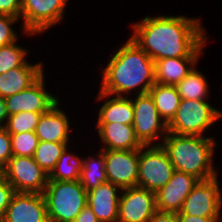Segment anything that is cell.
Segmentation results:
<instances>
[{
	"label": "cell",
	"mask_w": 222,
	"mask_h": 222,
	"mask_svg": "<svg viewBox=\"0 0 222 222\" xmlns=\"http://www.w3.org/2000/svg\"><path fill=\"white\" fill-rule=\"evenodd\" d=\"M201 18L182 15L145 16L131 25L130 39L153 61L164 58L201 57L208 33Z\"/></svg>",
	"instance_id": "cell-1"
},
{
	"label": "cell",
	"mask_w": 222,
	"mask_h": 222,
	"mask_svg": "<svg viewBox=\"0 0 222 222\" xmlns=\"http://www.w3.org/2000/svg\"><path fill=\"white\" fill-rule=\"evenodd\" d=\"M110 55L101 70L99 91L125 97L149 92L155 84V63L143 49L128 37Z\"/></svg>",
	"instance_id": "cell-2"
},
{
	"label": "cell",
	"mask_w": 222,
	"mask_h": 222,
	"mask_svg": "<svg viewBox=\"0 0 222 222\" xmlns=\"http://www.w3.org/2000/svg\"><path fill=\"white\" fill-rule=\"evenodd\" d=\"M217 144L213 135L188 136L168 132L161 146L175 170L194 175L199 180H208L219 175L214 165Z\"/></svg>",
	"instance_id": "cell-3"
},
{
	"label": "cell",
	"mask_w": 222,
	"mask_h": 222,
	"mask_svg": "<svg viewBox=\"0 0 222 222\" xmlns=\"http://www.w3.org/2000/svg\"><path fill=\"white\" fill-rule=\"evenodd\" d=\"M43 195L49 222H73L87 205V191L79 180H49Z\"/></svg>",
	"instance_id": "cell-4"
},
{
	"label": "cell",
	"mask_w": 222,
	"mask_h": 222,
	"mask_svg": "<svg viewBox=\"0 0 222 222\" xmlns=\"http://www.w3.org/2000/svg\"><path fill=\"white\" fill-rule=\"evenodd\" d=\"M222 119V110L210 101L181 99L175 117L168 124V132L177 135L207 136L216 122ZM206 132V133H205Z\"/></svg>",
	"instance_id": "cell-5"
},
{
	"label": "cell",
	"mask_w": 222,
	"mask_h": 222,
	"mask_svg": "<svg viewBox=\"0 0 222 222\" xmlns=\"http://www.w3.org/2000/svg\"><path fill=\"white\" fill-rule=\"evenodd\" d=\"M67 5L68 0H22L21 32L25 37H35L61 24Z\"/></svg>",
	"instance_id": "cell-6"
},
{
	"label": "cell",
	"mask_w": 222,
	"mask_h": 222,
	"mask_svg": "<svg viewBox=\"0 0 222 222\" xmlns=\"http://www.w3.org/2000/svg\"><path fill=\"white\" fill-rule=\"evenodd\" d=\"M174 171L175 168L161 145L142 146L139 149L137 187L156 193L169 182Z\"/></svg>",
	"instance_id": "cell-7"
},
{
	"label": "cell",
	"mask_w": 222,
	"mask_h": 222,
	"mask_svg": "<svg viewBox=\"0 0 222 222\" xmlns=\"http://www.w3.org/2000/svg\"><path fill=\"white\" fill-rule=\"evenodd\" d=\"M131 99L134 110L132 125L137 139L143 146L161 145L168 134V125L159 115L153 98L146 93L134 95V98L131 96Z\"/></svg>",
	"instance_id": "cell-8"
},
{
	"label": "cell",
	"mask_w": 222,
	"mask_h": 222,
	"mask_svg": "<svg viewBox=\"0 0 222 222\" xmlns=\"http://www.w3.org/2000/svg\"><path fill=\"white\" fill-rule=\"evenodd\" d=\"M2 171L15 192L19 193L43 194L49 181V174L33 157L13 155Z\"/></svg>",
	"instance_id": "cell-9"
},
{
	"label": "cell",
	"mask_w": 222,
	"mask_h": 222,
	"mask_svg": "<svg viewBox=\"0 0 222 222\" xmlns=\"http://www.w3.org/2000/svg\"><path fill=\"white\" fill-rule=\"evenodd\" d=\"M219 175L199 180L184 200L180 211L183 215L222 217V191Z\"/></svg>",
	"instance_id": "cell-10"
},
{
	"label": "cell",
	"mask_w": 222,
	"mask_h": 222,
	"mask_svg": "<svg viewBox=\"0 0 222 222\" xmlns=\"http://www.w3.org/2000/svg\"><path fill=\"white\" fill-rule=\"evenodd\" d=\"M45 73L29 88L5 98L8 115L20 112L45 113L60 99L47 90ZM47 87V88H46Z\"/></svg>",
	"instance_id": "cell-11"
},
{
	"label": "cell",
	"mask_w": 222,
	"mask_h": 222,
	"mask_svg": "<svg viewBox=\"0 0 222 222\" xmlns=\"http://www.w3.org/2000/svg\"><path fill=\"white\" fill-rule=\"evenodd\" d=\"M108 182L121 189L137 187L139 150H101Z\"/></svg>",
	"instance_id": "cell-12"
},
{
	"label": "cell",
	"mask_w": 222,
	"mask_h": 222,
	"mask_svg": "<svg viewBox=\"0 0 222 222\" xmlns=\"http://www.w3.org/2000/svg\"><path fill=\"white\" fill-rule=\"evenodd\" d=\"M156 211V193L140 187L122 189L118 222H149Z\"/></svg>",
	"instance_id": "cell-13"
},
{
	"label": "cell",
	"mask_w": 222,
	"mask_h": 222,
	"mask_svg": "<svg viewBox=\"0 0 222 222\" xmlns=\"http://www.w3.org/2000/svg\"><path fill=\"white\" fill-rule=\"evenodd\" d=\"M194 175L175 170L169 182L156 192V208L162 212L178 213L184 200L198 183Z\"/></svg>",
	"instance_id": "cell-14"
},
{
	"label": "cell",
	"mask_w": 222,
	"mask_h": 222,
	"mask_svg": "<svg viewBox=\"0 0 222 222\" xmlns=\"http://www.w3.org/2000/svg\"><path fill=\"white\" fill-rule=\"evenodd\" d=\"M3 222H49L44 195L16 192Z\"/></svg>",
	"instance_id": "cell-15"
},
{
	"label": "cell",
	"mask_w": 222,
	"mask_h": 222,
	"mask_svg": "<svg viewBox=\"0 0 222 222\" xmlns=\"http://www.w3.org/2000/svg\"><path fill=\"white\" fill-rule=\"evenodd\" d=\"M60 103L59 100L47 112L42 113L35 129V134L39 141L58 143H70V141H73V136L71 135L73 128L70 116H67L66 111H63L62 104Z\"/></svg>",
	"instance_id": "cell-16"
},
{
	"label": "cell",
	"mask_w": 222,
	"mask_h": 222,
	"mask_svg": "<svg viewBox=\"0 0 222 222\" xmlns=\"http://www.w3.org/2000/svg\"><path fill=\"white\" fill-rule=\"evenodd\" d=\"M121 191L119 186L106 182L87 192V205L99 222H118Z\"/></svg>",
	"instance_id": "cell-17"
},
{
	"label": "cell",
	"mask_w": 222,
	"mask_h": 222,
	"mask_svg": "<svg viewBox=\"0 0 222 222\" xmlns=\"http://www.w3.org/2000/svg\"><path fill=\"white\" fill-rule=\"evenodd\" d=\"M100 150H139L143 145L136 137L133 125L96 123Z\"/></svg>",
	"instance_id": "cell-18"
},
{
	"label": "cell",
	"mask_w": 222,
	"mask_h": 222,
	"mask_svg": "<svg viewBox=\"0 0 222 222\" xmlns=\"http://www.w3.org/2000/svg\"><path fill=\"white\" fill-rule=\"evenodd\" d=\"M96 100L103 101V104L97 110V118L94 123H120L132 125L134 119V110L132 99L125 96H115L98 90ZM105 101V102H104Z\"/></svg>",
	"instance_id": "cell-19"
},
{
	"label": "cell",
	"mask_w": 222,
	"mask_h": 222,
	"mask_svg": "<svg viewBox=\"0 0 222 222\" xmlns=\"http://www.w3.org/2000/svg\"><path fill=\"white\" fill-rule=\"evenodd\" d=\"M0 74V96L6 98L17 94L33 85L43 74L45 65L42 62L29 63Z\"/></svg>",
	"instance_id": "cell-20"
},
{
	"label": "cell",
	"mask_w": 222,
	"mask_h": 222,
	"mask_svg": "<svg viewBox=\"0 0 222 222\" xmlns=\"http://www.w3.org/2000/svg\"><path fill=\"white\" fill-rule=\"evenodd\" d=\"M202 57L164 58L155 63V83L176 86L184 79Z\"/></svg>",
	"instance_id": "cell-21"
},
{
	"label": "cell",
	"mask_w": 222,
	"mask_h": 222,
	"mask_svg": "<svg viewBox=\"0 0 222 222\" xmlns=\"http://www.w3.org/2000/svg\"><path fill=\"white\" fill-rule=\"evenodd\" d=\"M148 93L153 98L159 115L168 125L175 117L181 102L176 86L155 83Z\"/></svg>",
	"instance_id": "cell-22"
},
{
	"label": "cell",
	"mask_w": 222,
	"mask_h": 222,
	"mask_svg": "<svg viewBox=\"0 0 222 222\" xmlns=\"http://www.w3.org/2000/svg\"><path fill=\"white\" fill-rule=\"evenodd\" d=\"M79 181L88 192L108 182L105 172V154L99 149L94 155L83 158Z\"/></svg>",
	"instance_id": "cell-23"
},
{
	"label": "cell",
	"mask_w": 222,
	"mask_h": 222,
	"mask_svg": "<svg viewBox=\"0 0 222 222\" xmlns=\"http://www.w3.org/2000/svg\"><path fill=\"white\" fill-rule=\"evenodd\" d=\"M181 99L207 101L210 96V85L196 66L194 69L176 85Z\"/></svg>",
	"instance_id": "cell-24"
},
{
	"label": "cell",
	"mask_w": 222,
	"mask_h": 222,
	"mask_svg": "<svg viewBox=\"0 0 222 222\" xmlns=\"http://www.w3.org/2000/svg\"><path fill=\"white\" fill-rule=\"evenodd\" d=\"M70 147V148H69ZM72 146H68L59 157L54 169L49 174V180L76 181L79 180L83 165V156L72 152ZM70 150V151H69Z\"/></svg>",
	"instance_id": "cell-25"
},
{
	"label": "cell",
	"mask_w": 222,
	"mask_h": 222,
	"mask_svg": "<svg viewBox=\"0 0 222 222\" xmlns=\"http://www.w3.org/2000/svg\"><path fill=\"white\" fill-rule=\"evenodd\" d=\"M70 144L39 141L33 158L45 172L50 174L59 157Z\"/></svg>",
	"instance_id": "cell-26"
},
{
	"label": "cell",
	"mask_w": 222,
	"mask_h": 222,
	"mask_svg": "<svg viewBox=\"0 0 222 222\" xmlns=\"http://www.w3.org/2000/svg\"><path fill=\"white\" fill-rule=\"evenodd\" d=\"M28 48L18 41L0 47V74L23 66L28 61Z\"/></svg>",
	"instance_id": "cell-27"
},
{
	"label": "cell",
	"mask_w": 222,
	"mask_h": 222,
	"mask_svg": "<svg viewBox=\"0 0 222 222\" xmlns=\"http://www.w3.org/2000/svg\"><path fill=\"white\" fill-rule=\"evenodd\" d=\"M42 113L20 112L9 115L4 128L9 134L35 132Z\"/></svg>",
	"instance_id": "cell-28"
},
{
	"label": "cell",
	"mask_w": 222,
	"mask_h": 222,
	"mask_svg": "<svg viewBox=\"0 0 222 222\" xmlns=\"http://www.w3.org/2000/svg\"><path fill=\"white\" fill-rule=\"evenodd\" d=\"M11 148L14 156L33 157L39 139L35 132L10 134Z\"/></svg>",
	"instance_id": "cell-29"
},
{
	"label": "cell",
	"mask_w": 222,
	"mask_h": 222,
	"mask_svg": "<svg viewBox=\"0 0 222 222\" xmlns=\"http://www.w3.org/2000/svg\"><path fill=\"white\" fill-rule=\"evenodd\" d=\"M19 20L20 18L0 15V47L19 41V31L13 28Z\"/></svg>",
	"instance_id": "cell-30"
},
{
	"label": "cell",
	"mask_w": 222,
	"mask_h": 222,
	"mask_svg": "<svg viewBox=\"0 0 222 222\" xmlns=\"http://www.w3.org/2000/svg\"><path fill=\"white\" fill-rule=\"evenodd\" d=\"M15 193L13 186L6 180L4 172L0 170V222H3L6 209Z\"/></svg>",
	"instance_id": "cell-31"
},
{
	"label": "cell",
	"mask_w": 222,
	"mask_h": 222,
	"mask_svg": "<svg viewBox=\"0 0 222 222\" xmlns=\"http://www.w3.org/2000/svg\"><path fill=\"white\" fill-rule=\"evenodd\" d=\"M12 156L11 136L4 127H0V170L6 166Z\"/></svg>",
	"instance_id": "cell-32"
},
{
	"label": "cell",
	"mask_w": 222,
	"mask_h": 222,
	"mask_svg": "<svg viewBox=\"0 0 222 222\" xmlns=\"http://www.w3.org/2000/svg\"><path fill=\"white\" fill-rule=\"evenodd\" d=\"M22 0H0V15L20 18Z\"/></svg>",
	"instance_id": "cell-33"
},
{
	"label": "cell",
	"mask_w": 222,
	"mask_h": 222,
	"mask_svg": "<svg viewBox=\"0 0 222 222\" xmlns=\"http://www.w3.org/2000/svg\"><path fill=\"white\" fill-rule=\"evenodd\" d=\"M222 217H201L176 213V222H222Z\"/></svg>",
	"instance_id": "cell-34"
},
{
	"label": "cell",
	"mask_w": 222,
	"mask_h": 222,
	"mask_svg": "<svg viewBox=\"0 0 222 222\" xmlns=\"http://www.w3.org/2000/svg\"><path fill=\"white\" fill-rule=\"evenodd\" d=\"M73 222H99L90 207L86 205Z\"/></svg>",
	"instance_id": "cell-35"
},
{
	"label": "cell",
	"mask_w": 222,
	"mask_h": 222,
	"mask_svg": "<svg viewBox=\"0 0 222 222\" xmlns=\"http://www.w3.org/2000/svg\"><path fill=\"white\" fill-rule=\"evenodd\" d=\"M149 222H176V213L157 210Z\"/></svg>",
	"instance_id": "cell-36"
},
{
	"label": "cell",
	"mask_w": 222,
	"mask_h": 222,
	"mask_svg": "<svg viewBox=\"0 0 222 222\" xmlns=\"http://www.w3.org/2000/svg\"><path fill=\"white\" fill-rule=\"evenodd\" d=\"M8 117L5 98L0 96V127L5 126Z\"/></svg>",
	"instance_id": "cell-37"
}]
</instances>
